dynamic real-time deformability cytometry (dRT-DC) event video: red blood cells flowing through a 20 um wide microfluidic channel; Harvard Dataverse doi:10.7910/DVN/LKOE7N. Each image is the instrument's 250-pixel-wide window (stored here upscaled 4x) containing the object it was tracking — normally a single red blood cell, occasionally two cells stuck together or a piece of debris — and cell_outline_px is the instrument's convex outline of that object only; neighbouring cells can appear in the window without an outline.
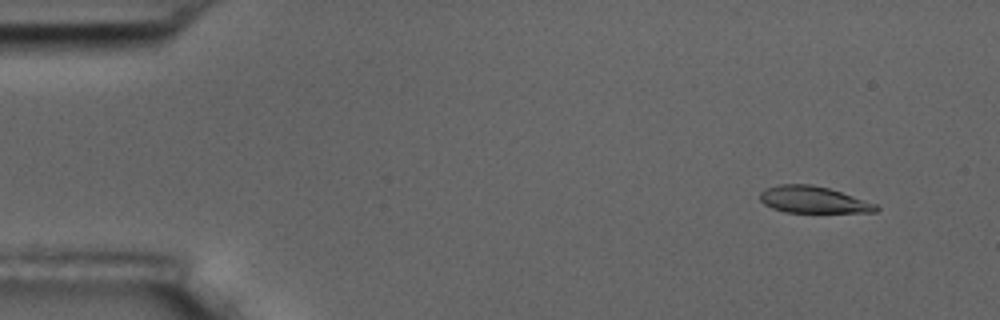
{"species": "common noctule bat (a hibernating species)", "species_latin": "Nyctalus noctula", "temperature_condition": "room temperature", "stored_images_in_passage": 10, "camera_frame_rate_fps": 3000, "um_per_image_px": 0.085, "animal": {"sex": "male", "body_mass_g": 17.5, "forearm_length_mm": 52.3}, "frame": {"image": 1, "passage_image": 2, "time_ms": 1.333, "image_size_px": [1000, 320], "cell_outline_px": [[880, 208], [876, 212], [784, 212], [772, 208], [764, 204], [760, 200], [760, 192], [764, 188], [780, 184], [812, 184], [828, 188], [876, 204]], "centroid_in_image_um": [69.08, 16.97], "position_along_channel_um": 15.9, "area_um2": 17.98}}
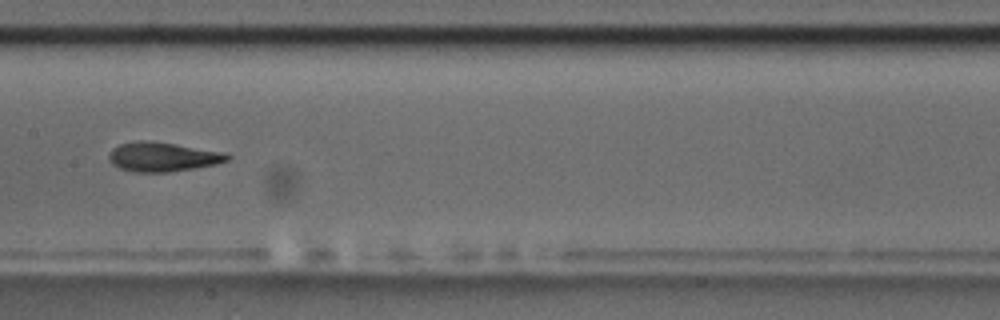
{"frame": {"image": 2, "passage_image": 9, "time_ms": 9.333, "image_size_px": [1000, 320], "cell_outline_px": [[232, 156], [228, 160], [216, 164], [168, 172], [132, 172], [120, 168], [112, 164], [108, 160], [108, 156], [112, 148], [120, 144], [140, 140], [148, 140], [228, 152]], "centroid_in_image_um": [13.83, 13.33], "position_along_channel_um": 193.6, "area_um2": 20.35}}
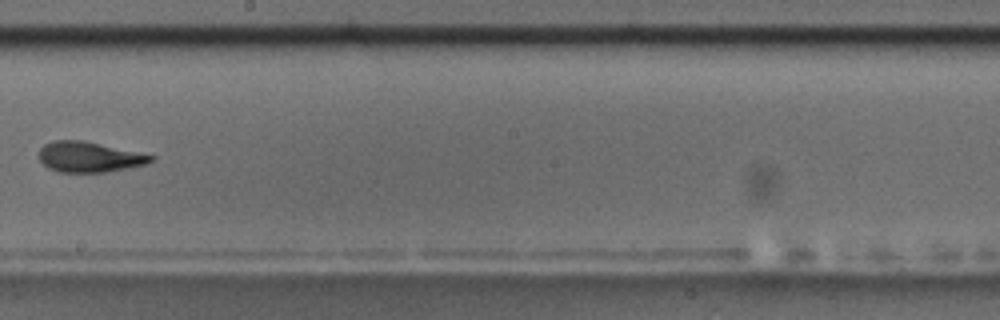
{"frame": {"image": 3, "passage_image": 10, "time_ms": 10.667, "image_size_px": [1000, 320], "cell_outline_px": [[156, 156], [152, 160], [144, 164], [128, 168], [104, 172], [60, 172], [48, 168], [36, 156], [40, 148], [44, 144], [52, 140], [84, 140]], "centroid_in_image_um": [7.52, 13.33], "position_along_channel_um": 240.7, "area_um2": 19.88}}